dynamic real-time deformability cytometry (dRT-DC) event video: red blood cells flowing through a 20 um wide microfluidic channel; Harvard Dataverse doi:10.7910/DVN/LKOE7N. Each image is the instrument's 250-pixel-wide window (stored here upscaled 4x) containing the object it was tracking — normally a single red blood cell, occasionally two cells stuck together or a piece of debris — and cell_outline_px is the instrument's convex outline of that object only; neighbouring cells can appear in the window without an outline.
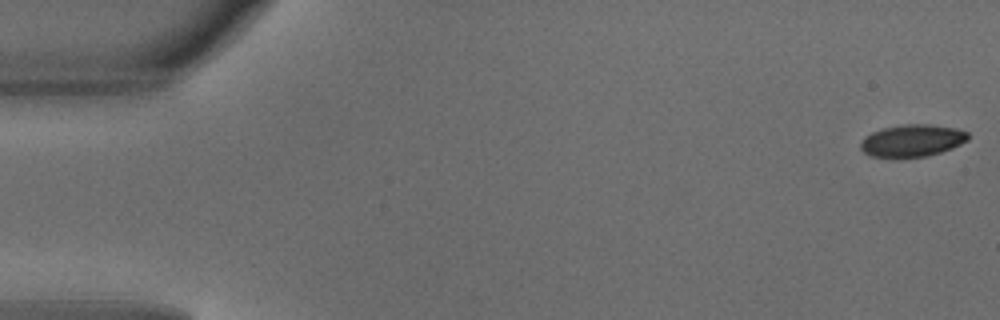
{"species": "common noctule bat (a hibernating species)", "species_latin": "Nyctalus noctula", "temperature_condition": "warm", "stored_images_in_passage": 4, "camera_frame_rate_fps": 3000, "um_per_image_px": 0.085, "animal": {"sex": "male", "body_mass_g": 18.8}, "frame": {"image": 1, "passage_image": 1, "time_ms": 0.0, "image_size_px": [1000, 320], "cell_outline_px": [[968, 140], [952, 148], [928, 156], [872, 156], [864, 152], [860, 148], [860, 144], [864, 136], [880, 128], [904, 124], [928, 124], [956, 128], [968, 132]], "centroid_in_image_um": [77.53, 11.92], "position_along_channel_um": 7.5, "area_um2": 19.94}}
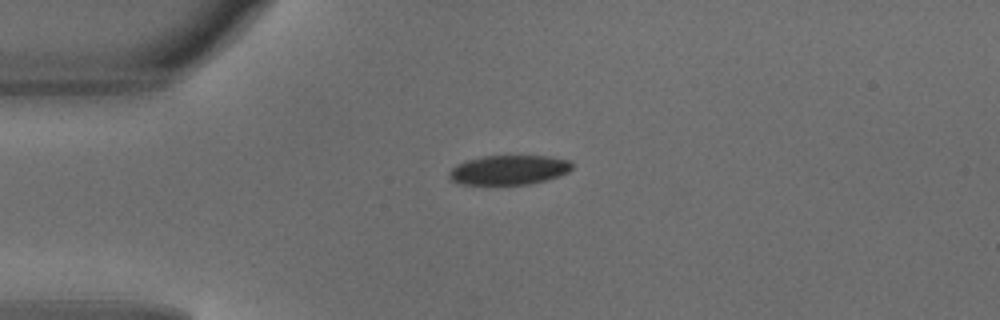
{"frame": {"image": 2, "passage_image": 4, "time_ms": 1.0, "image_size_px": [1000, 320], "cell_outline_px": [[572, 168], [568, 172], [560, 176], [528, 184], [460, 184], [452, 180], [448, 176], [448, 172], [456, 164], [468, 160], [484, 156], [548, 156], [568, 160], [572, 164]], "centroid_in_image_um": [43.24, 14.44], "position_along_channel_um": 41.8, "area_um2": 20.98}}